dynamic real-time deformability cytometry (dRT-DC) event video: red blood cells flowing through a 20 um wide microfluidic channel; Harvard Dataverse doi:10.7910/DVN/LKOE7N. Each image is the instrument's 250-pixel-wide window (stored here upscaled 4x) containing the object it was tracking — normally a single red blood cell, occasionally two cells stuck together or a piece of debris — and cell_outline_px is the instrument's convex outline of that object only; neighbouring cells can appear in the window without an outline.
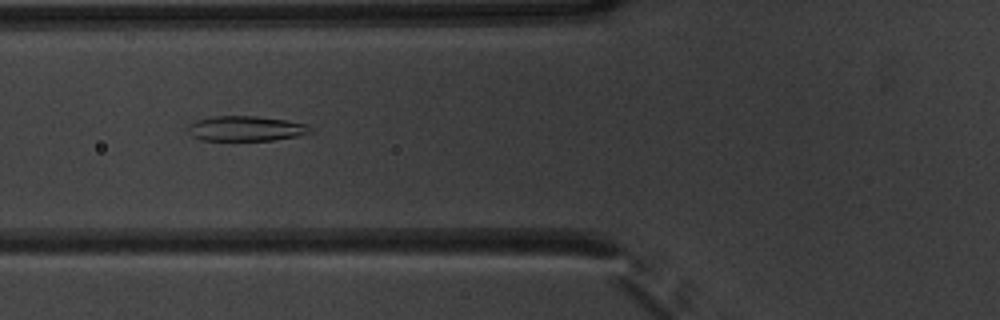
{"species": "common noctule bat (a hibernating species)", "species_latin": "Nyctalus noctula", "temperature_condition": "warm", "stored_images_in_passage": 53, "camera_frame_rate_fps": 3000, "um_per_image_px": 0.085, "animal": {"sex": "male", "body_mass_g": 20.1, "forearm_length_mm": 53.5}, "frame": {"image": 1, "passage_image": 21, "time_ms": 6.667, "image_size_px": [1000, 320], "cell_outline_px": [[312, 132], [296, 136], [272, 140], [200, 140], [192, 136], [188, 132], [188, 124], [196, 120], [212, 116], [256, 116], [288, 120], [308, 124], [312, 128]], "centroid_in_image_um": [20.89, 10.92], "position_along_channel_um": 104.9, "area_um2": 17.98}}
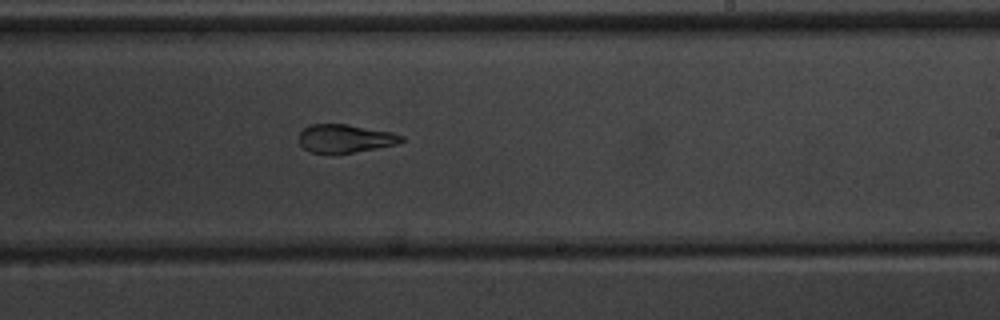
{"frame": {"image": 2, "passage_image": 33, "time_ms": 10.667, "image_size_px": [1000, 320], "cell_outline_px": [[404, 140], [396, 144], [356, 152], [312, 152], [304, 148], [300, 144], [300, 132], [304, 128], [312, 124], [348, 124], [392, 132], [404, 136]], "centroid_in_image_um": [29.37, 11.75], "position_along_channel_um": 259.6, "area_um2": 16.59}}
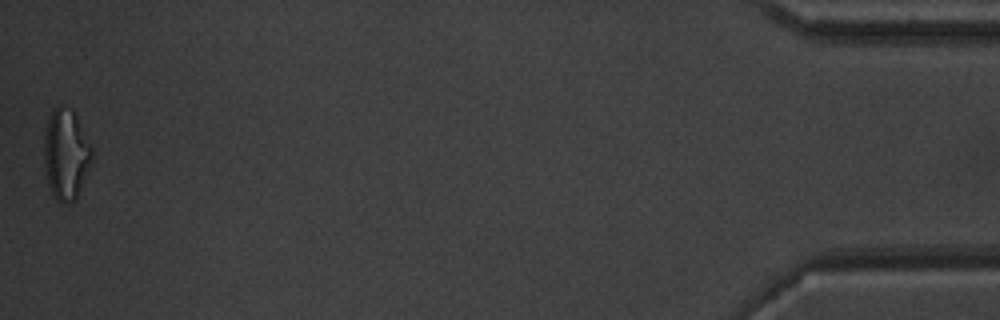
{"frame": {"image": 3, "passage_image": 53, "time_ms": 17.333, "image_size_px": [1000, 320], "cell_outline_px": [[92, 160], [76, 200], [68, 204], [60, 204], [56, 200], [52, 192], [48, 180], [44, 164], [44, 136], [48, 120], [52, 108], [60, 108], [72, 112], [92, 148]], "centroid_in_image_um": [5.59, 13.22], "position_along_channel_um": 429.6, "area_um2": 24.57}, "authors_computed_cell_mechanics": {"area_um2": 19.3052, "velocity_mm_per_s": 3.8681, "shape_relaxation_time_tau1_ms": 11.1575, "shape_relaxation_time_tau2_ms": 1.5544, "deformation_change_tau1": 0.2785, "deformation_change_tau2": 0.0731}}